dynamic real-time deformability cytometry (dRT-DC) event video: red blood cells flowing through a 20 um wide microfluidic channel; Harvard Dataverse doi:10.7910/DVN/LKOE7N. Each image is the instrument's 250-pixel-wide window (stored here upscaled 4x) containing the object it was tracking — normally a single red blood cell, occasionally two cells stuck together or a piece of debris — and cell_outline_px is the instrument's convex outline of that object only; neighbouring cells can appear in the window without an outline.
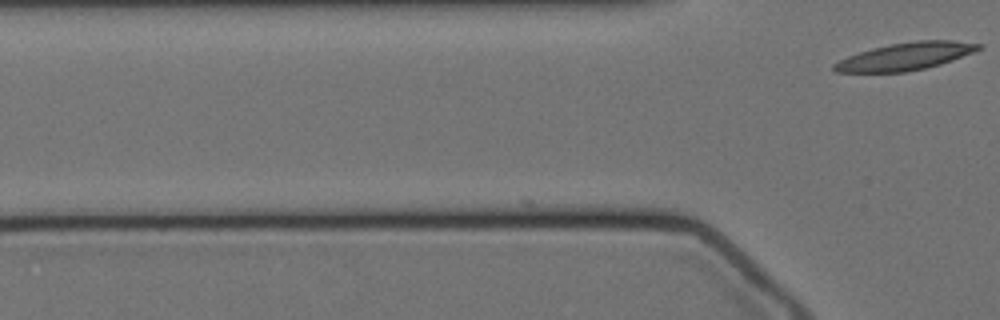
{"species": "Egyptian fruit bat (a non-hibernating species)", "species_latin": "Rousettus aegyptiacus", "temperature_condition": "cold", "stored_images_in_passage": 2, "camera_frame_rate_fps": 3000, "um_per_image_px": 0.085, "animal": {"sex": "female"}, "frame": {"image": 1, "passage_image": 2, "time_ms": 0.333, "image_size_px": [1000, 320], "cell_outline_px": [[984, 48], [940, 64], [924, 68], [904, 72], [836, 72], [832, 68], [832, 64], [848, 56], [872, 48], [892, 44], [916, 40], [952, 40], [984, 44]], "centroid_in_image_um": [76.99, 4.78], "position_along_channel_um": 48.8, "area_um2": 22.95}}